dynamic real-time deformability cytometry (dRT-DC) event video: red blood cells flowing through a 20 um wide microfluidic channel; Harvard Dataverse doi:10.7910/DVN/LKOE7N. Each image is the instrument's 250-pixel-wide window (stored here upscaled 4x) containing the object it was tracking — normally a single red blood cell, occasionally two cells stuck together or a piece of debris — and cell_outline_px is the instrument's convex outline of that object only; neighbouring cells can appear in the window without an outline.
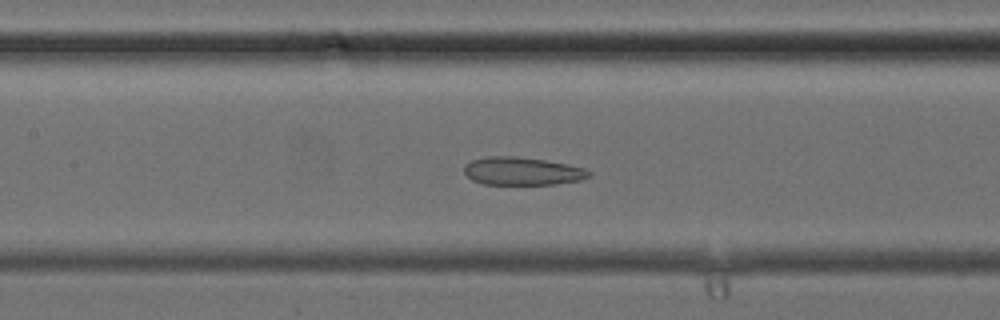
{"species": "common noctule bat (a hibernating species)", "species_latin": "Nyctalus noctula", "temperature_condition": "cold", "stored_images_in_passage": 40, "segment_of_instrument_passage": [1, 2], "camera_frame_rate_fps": 3000, "um_per_image_px": 0.085, "animal": {"sex": "female", "body_mass_g": 24.6, "forearm_length_mm": 56.2}, "frame": {"image": 1, "passage_image": 18, "time_ms": 5.667, "image_size_px": [1000, 320], "cell_outline_px": [[592, 176], [580, 180], [556, 184], [484, 184], [472, 180], [464, 172], [464, 164], [472, 160], [488, 156], [516, 156], [544, 160], [568, 164], [584, 168], [592, 172]], "centroid_in_image_um": [44.4, 14.54], "position_along_channel_um": 163.0, "area_um2": 20.4}}
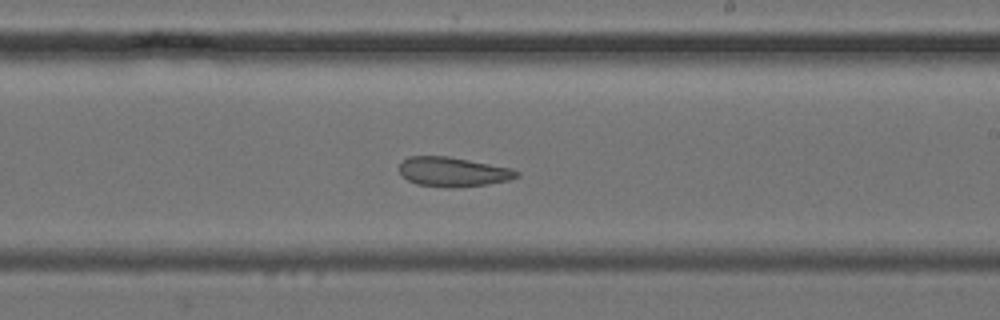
{"frame": {"image": 2, "passage_image": 23, "time_ms": 7.333, "image_size_px": [1000, 320], "cell_outline_px": [[520, 176], [508, 180], [488, 184], [456, 188], [448, 188], [416, 184], [408, 180], [400, 172], [400, 164], [408, 156], [448, 156], [512, 168], [520, 172]], "centroid_in_image_um": [38.53, 14.61], "position_along_channel_um": 250.5, "area_um2": 20.23}}
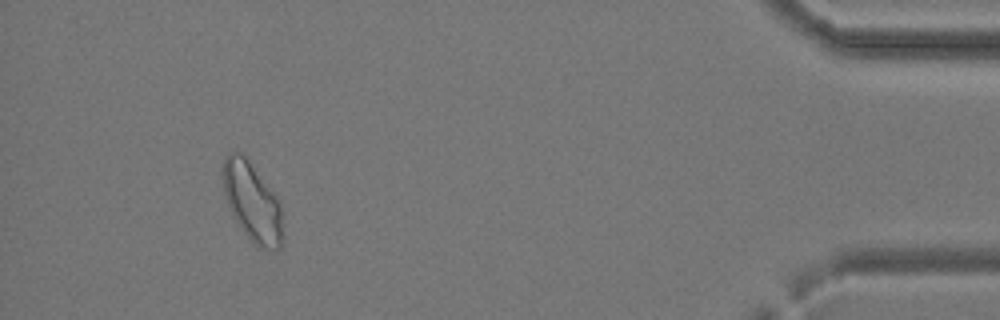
{"frame": {"image": 3, "passage_image": 36, "time_ms": 11.667, "image_size_px": [1000, 320], "cell_outline_px": [[284, 240], [280, 248], [256, 248], [232, 216], [224, 196], [220, 168], [224, 156], [228, 152], [244, 152], [248, 156], [280, 200], [284, 236]], "centroid_in_image_um": [21.42, 17.1], "position_along_channel_um": 413.8, "area_um2": 28.84}}